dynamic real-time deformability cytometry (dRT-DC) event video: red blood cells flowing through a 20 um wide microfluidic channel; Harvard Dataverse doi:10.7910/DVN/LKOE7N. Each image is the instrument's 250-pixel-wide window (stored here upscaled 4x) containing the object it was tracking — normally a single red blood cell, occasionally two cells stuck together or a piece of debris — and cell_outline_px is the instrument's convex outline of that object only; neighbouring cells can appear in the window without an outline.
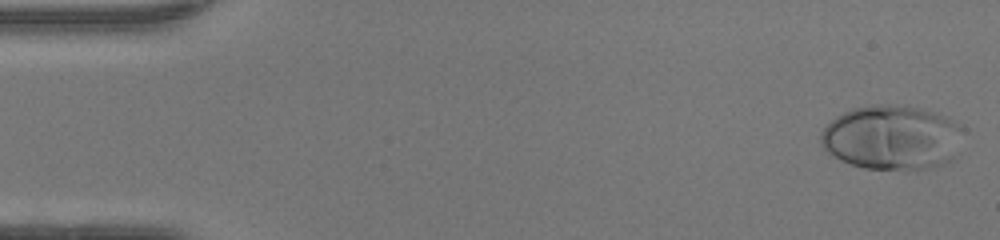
{"species": "human", "species_latin": "Homo sapiens", "temperature_condition": "warm", "stored_images_in_passage": 48, "camera_frame_rate_fps": 3000, "um_per_image_px": 0.085, "donor": {"sex": "female"}, "frame": {"image": 1, "passage_image": 1, "time_ms": 0.0, "image_size_px": [1000, 240], "cell_outline_px": [[964, 128], [952, 160], [948, 164], [932, 168], [908, 172], [864, 168], [840, 160], [828, 152], [820, 144], [820, 132], [836, 116], [852, 108], [876, 104], [904, 104], [936, 112], [948, 116]], "centroid_in_image_um": [75.84, 11.71], "position_along_channel_um": 9.2, "area_um2": 54.74}}
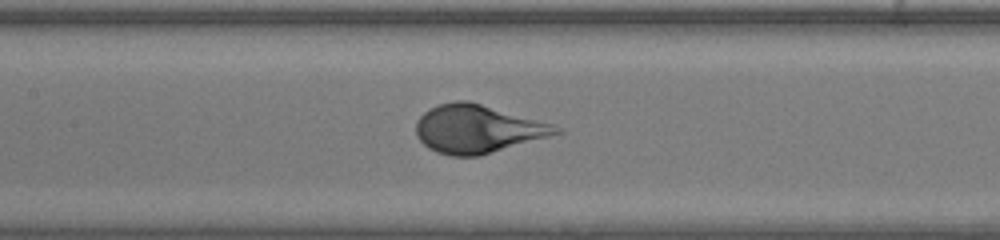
{"frame": {"image": 2, "passage_image": 22, "time_ms": 7.0, "image_size_px": [1000, 240], "cell_outline_px": [[564, 132], [480, 156], [452, 156], [436, 152], [428, 148], [416, 136], [416, 120], [424, 112], [440, 104], [456, 100], [468, 100], [552, 124], [560, 128]], "centroid_in_image_um": [40.56, 10.97], "position_along_channel_um": 166.8, "area_um2": 39.07}}
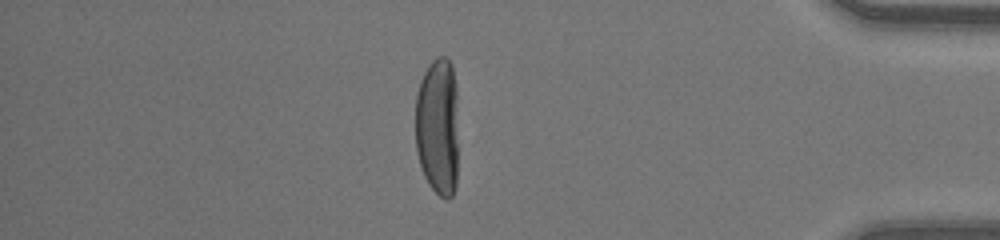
{"frame": {"image": 3, "passage_image": 41, "time_ms": 13.333, "image_size_px": [1000, 240], "cell_outline_px": [[456, 184], [452, 196], [448, 200], [444, 200], [428, 184], [424, 176], [416, 152], [416, 96], [420, 80], [424, 72], [432, 60], [436, 56], [444, 56], [448, 60], [452, 68], [456, 88]], "centroid_in_image_um": [37.19, 10.77], "position_along_channel_um": 398.0, "area_um2": 34.62}}